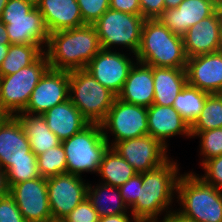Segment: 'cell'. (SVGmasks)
<instances>
[{"label":"cell","instance_id":"obj_1","mask_svg":"<svg viewBox=\"0 0 222 222\" xmlns=\"http://www.w3.org/2000/svg\"><path fill=\"white\" fill-rule=\"evenodd\" d=\"M101 49L94 26L85 24L50 33L44 53L51 69L70 72L85 69Z\"/></svg>","mask_w":222,"mask_h":222},{"label":"cell","instance_id":"obj_2","mask_svg":"<svg viewBox=\"0 0 222 222\" xmlns=\"http://www.w3.org/2000/svg\"><path fill=\"white\" fill-rule=\"evenodd\" d=\"M181 175L179 164L173 158H169L159 167L142 173V187L137 202L129 211L137 219H158L163 213L166 215L172 211Z\"/></svg>","mask_w":222,"mask_h":222},{"label":"cell","instance_id":"obj_3","mask_svg":"<svg viewBox=\"0 0 222 222\" xmlns=\"http://www.w3.org/2000/svg\"><path fill=\"white\" fill-rule=\"evenodd\" d=\"M136 61L154 67L186 68L183 38L158 19H146Z\"/></svg>","mask_w":222,"mask_h":222},{"label":"cell","instance_id":"obj_4","mask_svg":"<svg viewBox=\"0 0 222 222\" xmlns=\"http://www.w3.org/2000/svg\"><path fill=\"white\" fill-rule=\"evenodd\" d=\"M177 209L196 222H222V191L205 182L199 174H182L177 184Z\"/></svg>","mask_w":222,"mask_h":222},{"label":"cell","instance_id":"obj_5","mask_svg":"<svg viewBox=\"0 0 222 222\" xmlns=\"http://www.w3.org/2000/svg\"><path fill=\"white\" fill-rule=\"evenodd\" d=\"M0 21L11 44L39 45L45 50L50 33L37 7L25 0H8Z\"/></svg>","mask_w":222,"mask_h":222},{"label":"cell","instance_id":"obj_6","mask_svg":"<svg viewBox=\"0 0 222 222\" xmlns=\"http://www.w3.org/2000/svg\"><path fill=\"white\" fill-rule=\"evenodd\" d=\"M67 162V173L82 176L96 173L104 153L110 147L100 124H89L82 131L62 141Z\"/></svg>","mask_w":222,"mask_h":222},{"label":"cell","instance_id":"obj_7","mask_svg":"<svg viewBox=\"0 0 222 222\" xmlns=\"http://www.w3.org/2000/svg\"><path fill=\"white\" fill-rule=\"evenodd\" d=\"M117 96L85 69L70 71L69 99L90 124H101Z\"/></svg>","mask_w":222,"mask_h":222},{"label":"cell","instance_id":"obj_8","mask_svg":"<svg viewBox=\"0 0 222 222\" xmlns=\"http://www.w3.org/2000/svg\"><path fill=\"white\" fill-rule=\"evenodd\" d=\"M145 18L109 8L94 24L101 48L114 50L116 46L129 49L136 56Z\"/></svg>","mask_w":222,"mask_h":222},{"label":"cell","instance_id":"obj_9","mask_svg":"<svg viewBox=\"0 0 222 222\" xmlns=\"http://www.w3.org/2000/svg\"><path fill=\"white\" fill-rule=\"evenodd\" d=\"M49 68L48 58L43 52L31 65L14 74L1 76L0 113L14 116L24 111L31 93Z\"/></svg>","mask_w":222,"mask_h":222},{"label":"cell","instance_id":"obj_10","mask_svg":"<svg viewBox=\"0 0 222 222\" xmlns=\"http://www.w3.org/2000/svg\"><path fill=\"white\" fill-rule=\"evenodd\" d=\"M100 125L110 147L116 142L148 135L147 107L129 104L116 97ZM108 133L114 140L110 141Z\"/></svg>","mask_w":222,"mask_h":222},{"label":"cell","instance_id":"obj_11","mask_svg":"<svg viewBox=\"0 0 222 222\" xmlns=\"http://www.w3.org/2000/svg\"><path fill=\"white\" fill-rule=\"evenodd\" d=\"M131 54L101 49L87 64L85 70L117 96L136 62V57L133 58Z\"/></svg>","mask_w":222,"mask_h":222},{"label":"cell","instance_id":"obj_12","mask_svg":"<svg viewBox=\"0 0 222 222\" xmlns=\"http://www.w3.org/2000/svg\"><path fill=\"white\" fill-rule=\"evenodd\" d=\"M112 148L122 156L137 173H144L159 167L170 158L167 154L168 148L150 135L116 142Z\"/></svg>","mask_w":222,"mask_h":222},{"label":"cell","instance_id":"obj_13","mask_svg":"<svg viewBox=\"0 0 222 222\" xmlns=\"http://www.w3.org/2000/svg\"><path fill=\"white\" fill-rule=\"evenodd\" d=\"M70 173L47 179L49 206L54 219H63L87 198L88 182Z\"/></svg>","mask_w":222,"mask_h":222},{"label":"cell","instance_id":"obj_14","mask_svg":"<svg viewBox=\"0 0 222 222\" xmlns=\"http://www.w3.org/2000/svg\"><path fill=\"white\" fill-rule=\"evenodd\" d=\"M9 194L16 202L24 221L46 222L52 219L46 178L17 183L9 188Z\"/></svg>","mask_w":222,"mask_h":222},{"label":"cell","instance_id":"obj_15","mask_svg":"<svg viewBox=\"0 0 222 222\" xmlns=\"http://www.w3.org/2000/svg\"><path fill=\"white\" fill-rule=\"evenodd\" d=\"M70 72L49 68L40 78L22 112L43 115L52 107L69 99Z\"/></svg>","mask_w":222,"mask_h":222},{"label":"cell","instance_id":"obj_16","mask_svg":"<svg viewBox=\"0 0 222 222\" xmlns=\"http://www.w3.org/2000/svg\"><path fill=\"white\" fill-rule=\"evenodd\" d=\"M188 84L209 94L222 93V51L187 58Z\"/></svg>","mask_w":222,"mask_h":222},{"label":"cell","instance_id":"obj_17","mask_svg":"<svg viewBox=\"0 0 222 222\" xmlns=\"http://www.w3.org/2000/svg\"><path fill=\"white\" fill-rule=\"evenodd\" d=\"M218 8L212 0H183L177 8L164 9L157 19L182 37L190 27L211 16Z\"/></svg>","mask_w":222,"mask_h":222},{"label":"cell","instance_id":"obj_18","mask_svg":"<svg viewBox=\"0 0 222 222\" xmlns=\"http://www.w3.org/2000/svg\"><path fill=\"white\" fill-rule=\"evenodd\" d=\"M221 8L202 19L182 36L187 58L220 50Z\"/></svg>","mask_w":222,"mask_h":222},{"label":"cell","instance_id":"obj_19","mask_svg":"<svg viewBox=\"0 0 222 222\" xmlns=\"http://www.w3.org/2000/svg\"><path fill=\"white\" fill-rule=\"evenodd\" d=\"M37 160L21 124L10 116L0 126V167L6 170L13 162Z\"/></svg>","mask_w":222,"mask_h":222},{"label":"cell","instance_id":"obj_20","mask_svg":"<svg viewBox=\"0 0 222 222\" xmlns=\"http://www.w3.org/2000/svg\"><path fill=\"white\" fill-rule=\"evenodd\" d=\"M147 116L148 135L159 140L166 148L170 137L183 135L192 138L190 125L173 106L152 104L147 107Z\"/></svg>","mask_w":222,"mask_h":222},{"label":"cell","instance_id":"obj_21","mask_svg":"<svg viewBox=\"0 0 222 222\" xmlns=\"http://www.w3.org/2000/svg\"><path fill=\"white\" fill-rule=\"evenodd\" d=\"M117 98L129 104L151 106L154 100L153 66L136 61Z\"/></svg>","mask_w":222,"mask_h":222},{"label":"cell","instance_id":"obj_22","mask_svg":"<svg viewBox=\"0 0 222 222\" xmlns=\"http://www.w3.org/2000/svg\"><path fill=\"white\" fill-rule=\"evenodd\" d=\"M37 8L49 33L85 25L77 0H41Z\"/></svg>","mask_w":222,"mask_h":222},{"label":"cell","instance_id":"obj_23","mask_svg":"<svg viewBox=\"0 0 222 222\" xmlns=\"http://www.w3.org/2000/svg\"><path fill=\"white\" fill-rule=\"evenodd\" d=\"M43 116L51 132L61 141L69 139L90 124L70 99L52 107Z\"/></svg>","mask_w":222,"mask_h":222},{"label":"cell","instance_id":"obj_24","mask_svg":"<svg viewBox=\"0 0 222 222\" xmlns=\"http://www.w3.org/2000/svg\"><path fill=\"white\" fill-rule=\"evenodd\" d=\"M14 117L21 124L29 140L31 151L36 155L60 145L62 141L49 129L43 115L18 112Z\"/></svg>","mask_w":222,"mask_h":222},{"label":"cell","instance_id":"obj_25","mask_svg":"<svg viewBox=\"0 0 222 222\" xmlns=\"http://www.w3.org/2000/svg\"><path fill=\"white\" fill-rule=\"evenodd\" d=\"M154 100L153 104L173 106V102L188 83L186 68H167L153 66Z\"/></svg>","mask_w":222,"mask_h":222},{"label":"cell","instance_id":"obj_26","mask_svg":"<svg viewBox=\"0 0 222 222\" xmlns=\"http://www.w3.org/2000/svg\"><path fill=\"white\" fill-rule=\"evenodd\" d=\"M87 199L91 202L99 217L113 216L121 213H130L132 215L122 199L119 187H113L104 183L92 186L88 182Z\"/></svg>","mask_w":222,"mask_h":222},{"label":"cell","instance_id":"obj_27","mask_svg":"<svg viewBox=\"0 0 222 222\" xmlns=\"http://www.w3.org/2000/svg\"><path fill=\"white\" fill-rule=\"evenodd\" d=\"M98 174L102 183L120 187L137 172L112 147H109L103 155Z\"/></svg>","mask_w":222,"mask_h":222},{"label":"cell","instance_id":"obj_28","mask_svg":"<svg viewBox=\"0 0 222 222\" xmlns=\"http://www.w3.org/2000/svg\"><path fill=\"white\" fill-rule=\"evenodd\" d=\"M209 93L189 85L188 83L176 96L173 107L191 126L199 117Z\"/></svg>","mask_w":222,"mask_h":222},{"label":"cell","instance_id":"obj_29","mask_svg":"<svg viewBox=\"0 0 222 222\" xmlns=\"http://www.w3.org/2000/svg\"><path fill=\"white\" fill-rule=\"evenodd\" d=\"M43 52L39 45L10 44L0 67V77L14 74L23 67L31 65Z\"/></svg>","mask_w":222,"mask_h":222},{"label":"cell","instance_id":"obj_30","mask_svg":"<svg viewBox=\"0 0 222 222\" xmlns=\"http://www.w3.org/2000/svg\"><path fill=\"white\" fill-rule=\"evenodd\" d=\"M222 128V93L209 94L196 121L190 126V131H206Z\"/></svg>","mask_w":222,"mask_h":222},{"label":"cell","instance_id":"obj_31","mask_svg":"<svg viewBox=\"0 0 222 222\" xmlns=\"http://www.w3.org/2000/svg\"><path fill=\"white\" fill-rule=\"evenodd\" d=\"M37 166L40 176L46 179L67 173V162L62 143L38 155Z\"/></svg>","mask_w":222,"mask_h":222},{"label":"cell","instance_id":"obj_32","mask_svg":"<svg viewBox=\"0 0 222 222\" xmlns=\"http://www.w3.org/2000/svg\"><path fill=\"white\" fill-rule=\"evenodd\" d=\"M191 137L200 138V155L202 165L206 160L222 155V128L206 131H190Z\"/></svg>","mask_w":222,"mask_h":222},{"label":"cell","instance_id":"obj_33","mask_svg":"<svg viewBox=\"0 0 222 222\" xmlns=\"http://www.w3.org/2000/svg\"><path fill=\"white\" fill-rule=\"evenodd\" d=\"M8 188L27 180L41 177L37 160H20L13 162L6 170Z\"/></svg>","mask_w":222,"mask_h":222},{"label":"cell","instance_id":"obj_34","mask_svg":"<svg viewBox=\"0 0 222 222\" xmlns=\"http://www.w3.org/2000/svg\"><path fill=\"white\" fill-rule=\"evenodd\" d=\"M84 24L93 25L109 8L110 0H77Z\"/></svg>","mask_w":222,"mask_h":222},{"label":"cell","instance_id":"obj_35","mask_svg":"<svg viewBox=\"0 0 222 222\" xmlns=\"http://www.w3.org/2000/svg\"><path fill=\"white\" fill-rule=\"evenodd\" d=\"M201 166L204 175L199 177L222 191V155L206 160Z\"/></svg>","mask_w":222,"mask_h":222},{"label":"cell","instance_id":"obj_36","mask_svg":"<svg viewBox=\"0 0 222 222\" xmlns=\"http://www.w3.org/2000/svg\"><path fill=\"white\" fill-rule=\"evenodd\" d=\"M63 220L65 222H98L99 215L91 202L85 198Z\"/></svg>","mask_w":222,"mask_h":222},{"label":"cell","instance_id":"obj_37","mask_svg":"<svg viewBox=\"0 0 222 222\" xmlns=\"http://www.w3.org/2000/svg\"><path fill=\"white\" fill-rule=\"evenodd\" d=\"M142 187V173H137L119 187L122 199L130 209L136 202Z\"/></svg>","mask_w":222,"mask_h":222},{"label":"cell","instance_id":"obj_38","mask_svg":"<svg viewBox=\"0 0 222 222\" xmlns=\"http://www.w3.org/2000/svg\"><path fill=\"white\" fill-rule=\"evenodd\" d=\"M0 222H24V218L9 192L0 196Z\"/></svg>","mask_w":222,"mask_h":222},{"label":"cell","instance_id":"obj_39","mask_svg":"<svg viewBox=\"0 0 222 222\" xmlns=\"http://www.w3.org/2000/svg\"><path fill=\"white\" fill-rule=\"evenodd\" d=\"M141 16L145 19H157L165 9L164 0H139Z\"/></svg>","mask_w":222,"mask_h":222},{"label":"cell","instance_id":"obj_40","mask_svg":"<svg viewBox=\"0 0 222 222\" xmlns=\"http://www.w3.org/2000/svg\"><path fill=\"white\" fill-rule=\"evenodd\" d=\"M110 8L133 15H141L139 0H110Z\"/></svg>","mask_w":222,"mask_h":222},{"label":"cell","instance_id":"obj_41","mask_svg":"<svg viewBox=\"0 0 222 222\" xmlns=\"http://www.w3.org/2000/svg\"><path fill=\"white\" fill-rule=\"evenodd\" d=\"M127 213H121L113 216L99 217L98 222H136L137 218L132 214L131 218Z\"/></svg>","mask_w":222,"mask_h":222},{"label":"cell","instance_id":"obj_42","mask_svg":"<svg viewBox=\"0 0 222 222\" xmlns=\"http://www.w3.org/2000/svg\"><path fill=\"white\" fill-rule=\"evenodd\" d=\"M165 222H196L193 219H190L176 209L173 211H169L164 217L162 218Z\"/></svg>","mask_w":222,"mask_h":222},{"label":"cell","instance_id":"obj_43","mask_svg":"<svg viewBox=\"0 0 222 222\" xmlns=\"http://www.w3.org/2000/svg\"><path fill=\"white\" fill-rule=\"evenodd\" d=\"M8 192L6 171L0 167V196L6 195Z\"/></svg>","mask_w":222,"mask_h":222},{"label":"cell","instance_id":"obj_44","mask_svg":"<svg viewBox=\"0 0 222 222\" xmlns=\"http://www.w3.org/2000/svg\"><path fill=\"white\" fill-rule=\"evenodd\" d=\"M0 44H11L9 37H8V33L6 31V26L4 23H2L0 21Z\"/></svg>","mask_w":222,"mask_h":222},{"label":"cell","instance_id":"obj_45","mask_svg":"<svg viewBox=\"0 0 222 222\" xmlns=\"http://www.w3.org/2000/svg\"><path fill=\"white\" fill-rule=\"evenodd\" d=\"M9 47H10V44H3V45L0 44V67L8 53Z\"/></svg>","mask_w":222,"mask_h":222},{"label":"cell","instance_id":"obj_46","mask_svg":"<svg viewBox=\"0 0 222 222\" xmlns=\"http://www.w3.org/2000/svg\"><path fill=\"white\" fill-rule=\"evenodd\" d=\"M183 0H164L165 9L177 8Z\"/></svg>","mask_w":222,"mask_h":222},{"label":"cell","instance_id":"obj_47","mask_svg":"<svg viewBox=\"0 0 222 222\" xmlns=\"http://www.w3.org/2000/svg\"><path fill=\"white\" fill-rule=\"evenodd\" d=\"M136 222H165L162 220L157 219H137Z\"/></svg>","mask_w":222,"mask_h":222},{"label":"cell","instance_id":"obj_48","mask_svg":"<svg viewBox=\"0 0 222 222\" xmlns=\"http://www.w3.org/2000/svg\"><path fill=\"white\" fill-rule=\"evenodd\" d=\"M7 2H8V0H0V18L2 16L3 9L5 8Z\"/></svg>","mask_w":222,"mask_h":222},{"label":"cell","instance_id":"obj_49","mask_svg":"<svg viewBox=\"0 0 222 222\" xmlns=\"http://www.w3.org/2000/svg\"><path fill=\"white\" fill-rule=\"evenodd\" d=\"M10 116L4 113H0V126L9 118Z\"/></svg>","mask_w":222,"mask_h":222},{"label":"cell","instance_id":"obj_50","mask_svg":"<svg viewBox=\"0 0 222 222\" xmlns=\"http://www.w3.org/2000/svg\"><path fill=\"white\" fill-rule=\"evenodd\" d=\"M25 1L32 4L34 7H37L41 2V0H25Z\"/></svg>","mask_w":222,"mask_h":222},{"label":"cell","instance_id":"obj_51","mask_svg":"<svg viewBox=\"0 0 222 222\" xmlns=\"http://www.w3.org/2000/svg\"><path fill=\"white\" fill-rule=\"evenodd\" d=\"M220 50L222 51V9H221V27H220Z\"/></svg>","mask_w":222,"mask_h":222},{"label":"cell","instance_id":"obj_52","mask_svg":"<svg viewBox=\"0 0 222 222\" xmlns=\"http://www.w3.org/2000/svg\"><path fill=\"white\" fill-rule=\"evenodd\" d=\"M219 8L222 9V0H212Z\"/></svg>","mask_w":222,"mask_h":222},{"label":"cell","instance_id":"obj_53","mask_svg":"<svg viewBox=\"0 0 222 222\" xmlns=\"http://www.w3.org/2000/svg\"><path fill=\"white\" fill-rule=\"evenodd\" d=\"M46 222H65V221L63 219H54V218H52V219H49Z\"/></svg>","mask_w":222,"mask_h":222}]
</instances>
